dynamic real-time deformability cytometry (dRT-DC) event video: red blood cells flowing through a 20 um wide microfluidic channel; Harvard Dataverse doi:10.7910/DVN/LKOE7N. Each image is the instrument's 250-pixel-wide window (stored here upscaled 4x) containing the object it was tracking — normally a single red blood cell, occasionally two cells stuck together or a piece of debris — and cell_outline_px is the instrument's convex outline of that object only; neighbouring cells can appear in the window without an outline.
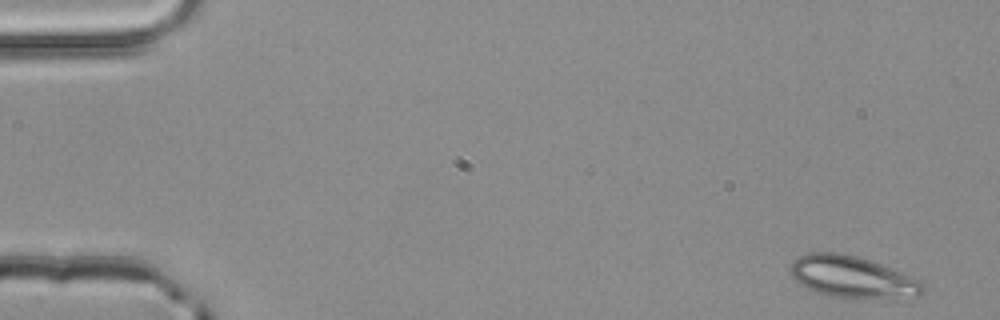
{"species": "common noctule bat (a hibernating species)", "species_latin": "Nyctalus noctula", "temperature_condition": "room temperature", "stored_images_in_passage": 51, "camera_frame_rate_fps": 3000, "um_per_image_px": 0.085, "animal": {"sex": "male", "body_mass_g": 20.4}, "frame": {"image": 1, "passage_image": 1, "time_ms": 0.0, "image_size_px": [1000, 320], "cell_outline_px": [[924, 292], [920, 296], [832, 296], [808, 288], [800, 284], [788, 272], [792, 264], [800, 256], [808, 252], [840, 252], [856, 256], [880, 264], [924, 280]], "centroid_in_image_um": [72.45, 23.49], "position_along_channel_um": 12.5, "area_um2": 31.33}}
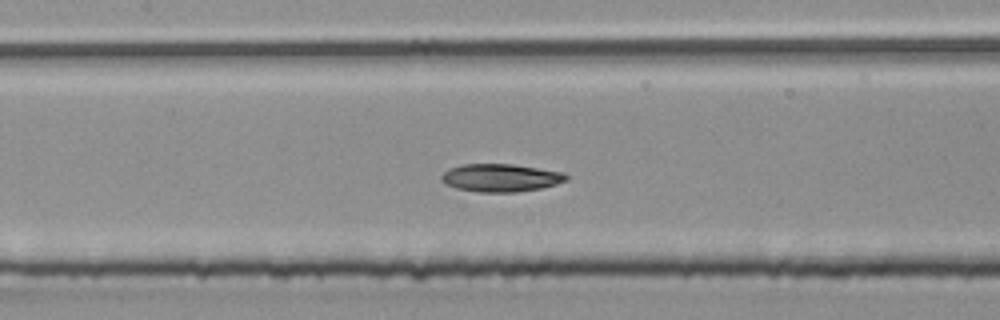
{"frame": {"image": 2, "passage_image": 23, "time_ms": 7.333, "image_size_px": [1000, 320], "cell_outline_px": [[568, 180], [556, 184], [540, 188], [516, 192], [480, 192], [456, 188], [444, 184], [440, 180], [440, 176], [448, 168], [460, 164], [512, 164], [564, 172], [568, 176]], "centroid_in_image_um": [42.52, 15.1], "position_along_channel_um": 164.9, "area_um2": 20.4}}
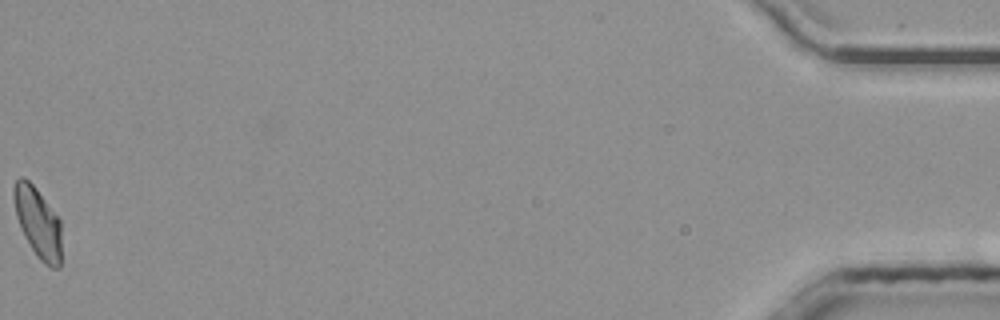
{"frame": {"image": 3, "passage_image": 51, "time_ms": 16.667, "image_size_px": [1000, 320], "cell_outline_px": [[60, 268], [52, 268], [44, 264], [36, 256], [24, 236], [20, 228], [16, 216], [12, 196], [12, 188], [16, 180], [20, 176], [24, 176], [36, 188], [60, 220]], "centroid_in_image_um": [3.18, 18.9], "position_along_channel_um": 432.0, "area_um2": 19.59}, "authors_computed_cell_mechanics": {"area_um2": 20.23, "velocity_mm_per_s": 4.0046, "shape_relaxation_time_tau1_ms": 2.7364, "shape_relaxation_time_tau2_ms": 2.4833, "deformation_change_tau1": 0.1228, "deformation_change_tau2": 0.0671}}